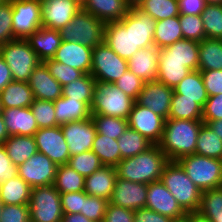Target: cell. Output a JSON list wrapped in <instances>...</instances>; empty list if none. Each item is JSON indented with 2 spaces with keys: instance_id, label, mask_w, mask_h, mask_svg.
Returning a JSON list of instances; mask_svg holds the SVG:
<instances>
[{
  "instance_id": "cell-1",
  "label": "cell",
  "mask_w": 222,
  "mask_h": 222,
  "mask_svg": "<svg viewBox=\"0 0 222 222\" xmlns=\"http://www.w3.org/2000/svg\"><path fill=\"white\" fill-rule=\"evenodd\" d=\"M168 162V157L160 147L152 145L134 157L122 159L115 169L117 178L150 184L161 179L164 167Z\"/></svg>"
},
{
  "instance_id": "cell-2",
  "label": "cell",
  "mask_w": 222,
  "mask_h": 222,
  "mask_svg": "<svg viewBox=\"0 0 222 222\" xmlns=\"http://www.w3.org/2000/svg\"><path fill=\"white\" fill-rule=\"evenodd\" d=\"M202 120H165L163 135L158 146L169 161H177L183 156L195 154L196 141Z\"/></svg>"
},
{
  "instance_id": "cell-3",
  "label": "cell",
  "mask_w": 222,
  "mask_h": 222,
  "mask_svg": "<svg viewBox=\"0 0 222 222\" xmlns=\"http://www.w3.org/2000/svg\"><path fill=\"white\" fill-rule=\"evenodd\" d=\"M160 180L186 213L199 210L202 191L187 176L177 161H169L166 164Z\"/></svg>"
},
{
  "instance_id": "cell-4",
  "label": "cell",
  "mask_w": 222,
  "mask_h": 222,
  "mask_svg": "<svg viewBox=\"0 0 222 222\" xmlns=\"http://www.w3.org/2000/svg\"><path fill=\"white\" fill-rule=\"evenodd\" d=\"M106 23L81 9L59 30L62 41H74L89 48L104 43Z\"/></svg>"
},
{
  "instance_id": "cell-5",
  "label": "cell",
  "mask_w": 222,
  "mask_h": 222,
  "mask_svg": "<svg viewBox=\"0 0 222 222\" xmlns=\"http://www.w3.org/2000/svg\"><path fill=\"white\" fill-rule=\"evenodd\" d=\"M135 100L114 84L95 82L91 114L128 119Z\"/></svg>"
},
{
  "instance_id": "cell-6",
  "label": "cell",
  "mask_w": 222,
  "mask_h": 222,
  "mask_svg": "<svg viewBox=\"0 0 222 222\" xmlns=\"http://www.w3.org/2000/svg\"><path fill=\"white\" fill-rule=\"evenodd\" d=\"M177 162L187 176L203 192L222 186V160L191 154Z\"/></svg>"
},
{
  "instance_id": "cell-7",
  "label": "cell",
  "mask_w": 222,
  "mask_h": 222,
  "mask_svg": "<svg viewBox=\"0 0 222 222\" xmlns=\"http://www.w3.org/2000/svg\"><path fill=\"white\" fill-rule=\"evenodd\" d=\"M0 56L10 68L14 81L28 82L42 61L26 39H15L0 46Z\"/></svg>"
},
{
  "instance_id": "cell-8",
  "label": "cell",
  "mask_w": 222,
  "mask_h": 222,
  "mask_svg": "<svg viewBox=\"0 0 222 222\" xmlns=\"http://www.w3.org/2000/svg\"><path fill=\"white\" fill-rule=\"evenodd\" d=\"M29 207L34 222H62L60 192L53 184L32 188Z\"/></svg>"
},
{
  "instance_id": "cell-9",
  "label": "cell",
  "mask_w": 222,
  "mask_h": 222,
  "mask_svg": "<svg viewBox=\"0 0 222 222\" xmlns=\"http://www.w3.org/2000/svg\"><path fill=\"white\" fill-rule=\"evenodd\" d=\"M128 70L127 60L118 56L105 43L92 49L90 74L96 81L114 84Z\"/></svg>"
},
{
  "instance_id": "cell-10",
  "label": "cell",
  "mask_w": 222,
  "mask_h": 222,
  "mask_svg": "<svg viewBox=\"0 0 222 222\" xmlns=\"http://www.w3.org/2000/svg\"><path fill=\"white\" fill-rule=\"evenodd\" d=\"M104 43L118 56L129 60L140 48L133 37V13L129 10L120 21L106 23Z\"/></svg>"
},
{
  "instance_id": "cell-11",
  "label": "cell",
  "mask_w": 222,
  "mask_h": 222,
  "mask_svg": "<svg viewBox=\"0 0 222 222\" xmlns=\"http://www.w3.org/2000/svg\"><path fill=\"white\" fill-rule=\"evenodd\" d=\"M12 4V30L15 39H27L41 24V0H10Z\"/></svg>"
},
{
  "instance_id": "cell-12",
  "label": "cell",
  "mask_w": 222,
  "mask_h": 222,
  "mask_svg": "<svg viewBox=\"0 0 222 222\" xmlns=\"http://www.w3.org/2000/svg\"><path fill=\"white\" fill-rule=\"evenodd\" d=\"M57 166L45 154L37 152L17 167V174L32 188L52 185Z\"/></svg>"
},
{
  "instance_id": "cell-13",
  "label": "cell",
  "mask_w": 222,
  "mask_h": 222,
  "mask_svg": "<svg viewBox=\"0 0 222 222\" xmlns=\"http://www.w3.org/2000/svg\"><path fill=\"white\" fill-rule=\"evenodd\" d=\"M127 120L129 128L139 132L153 145L160 143L165 126L163 117L135 101Z\"/></svg>"
},
{
  "instance_id": "cell-14",
  "label": "cell",
  "mask_w": 222,
  "mask_h": 222,
  "mask_svg": "<svg viewBox=\"0 0 222 222\" xmlns=\"http://www.w3.org/2000/svg\"><path fill=\"white\" fill-rule=\"evenodd\" d=\"M34 139L38 152L45 154L56 165L68 163L70 153L60 125L38 129Z\"/></svg>"
},
{
  "instance_id": "cell-15",
  "label": "cell",
  "mask_w": 222,
  "mask_h": 222,
  "mask_svg": "<svg viewBox=\"0 0 222 222\" xmlns=\"http://www.w3.org/2000/svg\"><path fill=\"white\" fill-rule=\"evenodd\" d=\"M145 208L170 217L175 221H182L187 214L161 180L147 184Z\"/></svg>"
},
{
  "instance_id": "cell-16",
  "label": "cell",
  "mask_w": 222,
  "mask_h": 222,
  "mask_svg": "<svg viewBox=\"0 0 222 222\" xmlns=\"http://www.w3.org/2000/svg\"><path fill=\"white\" fill-rule=\"evenodd\" d=\"M63 131L70 156L92 149L97 134L92 118L72 121L60 125Z\"/></svg>"
},
{
  "instance_id": "cell-17",
  "label": "cell",
  "mask_w": 222,
  "mask_h": 222,
  "mask_svg": "<svg viewBox=\"0 0 222 222\" xmlns=\"http://www.w3.org/2000/svg\"><path fill=\"white\" fill-rule=\"evenodd\" d=\"M173 88L158 81L145 82L136 102L150 108L154 113L168 119L173 97Z\"/></svg>"
},
{
  "instance_id": "cell-18",
  "label": "cell",
  "mask_w": 222,
  "mask_h": 222,
  "mask_svg": "<svg viewBox=\"0 0 222 222\" xmlns=\"http://www.w3.org/2000/svg\"><path fill=\"white\" fill-rule=\"evenodd\" d=\"M42 1V27L60 30L65 27L78 13L82 6L74 0H41Z\"/></svg>"
},
{
  "instance_id": "cell-19",
  "label": "cell",
  "mask_w": 222,
  "mask_h": 222,
  "mask_svg": "<svg viewBox=\"0 0 222 222\" xmlns=\"http://www.w3.org/2000/svg\"><path fill=\"white\" fill-rule=\"evenodd\" d=\"M147 184L117 178L109 203L138 210L146 207Z\"/></svg>"
},
{
  "instance_id": "cell-20",
  "label": "cell",
  "mask_w": 222,
  "mask_h": 222,
  "mask_svg": "<svg viewBox=\"0 0 222 222\" xmlns=\"http://www.w3.org/2000/svg\"><path fill=\"white\" fill-rule=\"evenodd\" d=\"M52 60L80 70L85 74H90L92 67V48L74 41H62Z\"/></svg>"
},
{
  "instance_id": "cell-21",
  "label": "cell",
  "mask_w": 222,
  "mask_h": 222,
  "mask_svg": "<svg viewBox=\"0 0 222 222\" xmlns=\"http://www.w3.org/2000/svg\"><path fill=\"white\" fill-rule=\"evenodd\" d=\"M34 99L56 101L62 96V86L55 80L42 62L34 70L28 81Z\"/></svg>"
},
{
  "instance_id": "cell-22",
  "label": "cell",
  "mask_w": 222,
  "mask_h": 222,
  "mask_svg": "<svg viewBox=\"0 0 222 222\" xmlns=\"http://www.w3.org/2000/svg\"><path fill=\"white\" fill-rule=\"evenodd\" d=\"M160 49L155 45L139 49L129 60L128 69L144 82L156 81Z\"/></svg>"
},
{
  "instance_id": "cell-23",
  "label": "cell",
  "mask_w": 222,
  "mask_h": 222,
  "mask_svg": "<svg viewBox=\"0 0 222 222\" xmlns=\"http://www.w3.org/2000/svg\"><path fill=\"white\" fill-rule=\"evenodd\" d=\"M2 116L9 136H34L39 129L30 107L3 108Z\"/></svg>"
},
{
  "instance_id": "cell-24",
  "label": "cell",
  "mask_w": 222,
  "mask_h": 222,
  "mask_svg": "<svg viewBox=\"0 0 222 222\" xmlns=\"http://www.w3.org/2000/svg\"><path fill=\"white\" fill-rule=\"evenodd\" d=\"M116 179L117 173L115 167L103 165L85 178L84 192L90 196L101 197L109 201Z\"/></svg>"
},
{
  "instance_id": "cell-25",
  "label": "cell",
  "mask_w": 222,
  "mask_h": 222,
  "mask_svg": "<svg viewBox=\"0 0 222 222\" xmlns=\"http://www.w3.org/2000/svg\"><path fill=\"white\" fill-rule=\"evenodd\" d=\"M159 59H177L192 71L198 70L199 42L182 39L160 49Z\"/></svg>"
},
{
  "instance_id": "cell-26",
  "label": "cell",
  "mask_w": 222,
  "mask_h": 222,
  "mask_svg": "<svg viewBox=\"0 0 222 222\" xmlns=\"http://www.w3.org/2000/svg\"><path fill=\"white\" fill-rule=\"evenodd\" d=\"M82 9L105 23L120 21L129 12L125 0H86Z\"/></svg>"
},
{
  "instance_id": "cell-27",
  "label": "cell",
  "mask_w": 222,
  "mask_h": 222,
  "mask_svg": "<svg viewBox=\"0 0 222 222\" xmlns=\"http://www.w3.org/2000/svg\"><path fill=\"white\" fill-rule=\"evenodd\" d=\"M26 40L42 62L52 59L62 42L59 30L42 26Z\"/></svg>"
},
{
  "instance_id": "cell-28",
  "label": "cell",
  "mask_w": 222,
  "mask_h": 222,
  "mask_svg": "<svg viewBox=\"0 0 222 222\" xmlns=\"http://www.w3.org/2000/svg\"><path fill=\"white\" fill-rule=\"evenodd\" d=\"M56 121L59 125L91 117V108L81 101L63 95L54 101Z\"/></svg>"
},
{
  "instance_id": "cell-29",
  "label": "cell",
  "mask_w": 222,
  "mask_h": 222,
  "mask_svg": "<svg viewBox=\"0 0 222 222\" xmlns=\"http://www.w3.org/2000/svg\"><path fill=\"white\" fill-rule=\"evenodd\" d=\"M133 13V37L136 47L147 48L154 44L156 20L137 7H130Z\"/></svg>"
},
{
  "instance_id": "cell-30",
  "label": "cell",
  "mask_w": 222,
  "mask_h": 222,
  "mask_svg": "<svg viewBox=\"0 0 222 222\" xmlns=\"http://www.w3.org/2000/svg\"><path fill=\"white\" fill-rule=\"evenodd\" d=\"M3 108H26L34 101L28 82L12 81L0 92Z\"/></svg>"
},
{
  "instance_id": "cell-31",
  "label": "cell",
  "mask_w": 222,
  "mask_h": 222,
  "mask_svg": "<svg viewBox=\"0 0 222 222\" xmlns=\"http://www.w3.org/2000/svg\"><path fill=\"white\" fill-rule=\"evenodd\" d=\"M32 187L18 175L0 183V199L5 205H29Z\"/></svg>"
},
{
  "instance_id": "cell-32",
  "label": "cell",
  "mask_w": 222,
  "mask_h": 222,
  "mask_svg": "<svg viewBox=\"0 0 222 222\" xmlns=\"http://www.w3.org/2000/svg\"><path fill=\"white\" fill-rule=\"evenodd\" d=\"M4 146L7 155L17 167L38 152L34 136H9L4 142Z\"/></svg>"
},
{
  "instance_id": "cell-33",
  "label": "cell",
  "mask_w": 222,
  "mask_h": 222,
  "mask_svg": "<svg viewBox=\"0 0 222 222\" xmlns=\"http://www.w3.org/2000/svg\"><path fill=\"white\" fill-rule=\"evenodd\" d=\"M173 91L174 93L182 95V98L194 100L202 108H204L208 99L200 70L191 71V73L178 83Z\"/></svg>"
},
{
  "instance_id": "cell-34",
  "label": "cell",
  "mask_w": 222,
  "mask_h": 222,
  "mask_svg": "<svg viewBox=\"0 0 222 222\" xmlns=\"http://www.w3.org/2000/svg\"><path fill=\"white\" fill-rule=\"evenodd\" d=\"M198 70H222V40L206 38L199 42Z\"/></svg>"
},
{
  "instance_id": "cell-35",
  "label": "cell",
  "mask_w": 222,
  "mask_h": 222,
  "mask_svg": "<svg viewBox=\"0 0 222 222\" xmlns=\"http://www.w3.org/2000/svg\"><path fill=\"white\" fill-rule=\"evenodd\" d=\"M182 39L183 33L179 16L156 21L154 44L157 48L161 49Z\"/></svg>"
},
{
  "instance_id": "cell-36",
  "label": "cell",
  "mask_w": 222,
  "mask_h": 222,
  "mask_svg": "<svg viewBox=\"0 0 222 222\" xmlns=\"http://www.w3.org/2000/svg\"><path fill=\"white\" fill-rule=\"evenodd\" d=\"M195 154L222 160V139L205 123L199 130Z\"/></svg>"
},
{
  "instance_id": "cell-37",
  "label": "cell",
  "mask_w": 222,
  "mask_h": 222,
  "mask_svg": "<svg viewBox=\"0 0 222 222\" xmlns=\"http://www.w3.org/2000/svg\"><path fill=\"white\" fill-rule=\"evenodd\" d=\"M191 71L177 59H159L156 81L174 89Z\"/></svg>"
},
{
  "instance_id": "cell-38",
  "label": "cell",
  "mask_w": 222,
  "mask_h": 222,
  "mask_svg": "<svg viewBox=\"0 0 222 222\" xmlns=\"http://www.w3.org/2000/svg\"><path fill=\"white\" fill-rule=\"evenodd\" d=\"M91 150L105 166L116 167L122 160L118 140L103 134H96Z\"/></svg>"
},
{
  "instance_id": "cell-39",
  "label": "cell",
  "mask_w": 222,
  "mask_h": 222,
  "mask_svg": "<svg viewBox=\"0 0 222 222\" xmlns=\"http://www.w3.org/2000/svg\"><path fill=\"white\" fill-rule=\"evenodd\" d=\"M95 78L91 74H84L75 81L62 87V95L77 101L85 102L89 107L93 100Z\"/></svg>"
},
{
  "instance_id": "cell-40",
  "label": "cell",
  "mask_w": 222,
  "mask_h": 222,
  "mask_svg": "<svg viewBox=\"0 0 222 222\" xmlns=\"http://www.w3.org/2000/svg\"><path fill=\"white\" fill-rule=\"evenodd\" d=\"M85 178L69 165H58L56 170L54 187L60 193L84 191Z\"/></svg>"
},
{
  "instance_id": "cell-41",
  "label": "cell",
  "mask_w": 222,
  "mask_h": 222,
  "mask_svg": "<svg viewBox=\"0 0 222 222\" xmlns=\"http://www.w3.org/2000/svg\"><path fill=\"white\" fill-rule=\"evenodd\" d=\"M117 140L122 159L134 157L153 145L143 135L129 127Z\"/></svg>"
},
{
  "instance_id": "cell-42",
  "label": "cell",
  "mask_w": 222,
  "mask_h": 222,
  "mask_svg": "<svg viewBox=\"0 0 222 222\" xmlns=\"http://www.w3.org/2000/svg\"><path fill=\"white\" fill-rule=\"evenodd\" d=\"M203 108L194 100L182 98V95L174 93L171 100L168 118L185 120H202Z\"/></svg>"
},
{
  "instance_id": "cell-43",
  "label": "cell",
  "mask_w": 222,
  "mask_h": 222,
  "mask_svg": "<svg viewBox=\"0 0 222 222\" xmlns=\"http://www.w3.org/2000/svg\"><path fill=\"white\" fill-rule=\"evenodd\" d=\"M137 8L156 21L179 16L178 0H142Z\"/></svg>"
},
{
  "instance_id": "cell-44",
  "label": "cell",
  "mask_w": 222,
  "mask_h": 222,
  "mask_svg": "<svg viewBox=\"0 0 222 222\" xmlns=\"http://www.w3.org/2000/svg\"><path fill=\"white\" fill-rule=\"evenodd\" d=\"M200 16L206 38L222 40V5L206 4Z\"/></svg>"
},
{
  "instance_id": "cell-45",
  "label": "cell",
  "mask_w": 222,
  "mask_h": 222,
  "mask_svg": "<svg viewBox=\"0 0 222 222\" xmlns=\"http://www.w3.org/2000/svg\"><path fill=\"white\" fill-rule=\"evenodd\" d=\"M91 118L98 134H103L113 139H118L129 127L128 120L119 117L92 114Z\"/></svg>"
},
{
  "instance_id": "cell-46",
  "label": "cell",
  "mask_w": 222,
  "mask_h": 222,
  "mask_svg": "<svg viewBox=\"0 0 222 222\" xmlns=\"http://www.w3.org/2000/svg\"><path fill=\"white\" fill-rule=\"evenodd\" d=\"M67 165L84 178L90 176L103 166L100 158L92 150L70 156Z\"/></svg>"
},
{
  "instance_id": "cell-47",
  "label": "cell",
  "mask_w": 222,
  "mask_h": 222,
  "mask_svg": "<svg viewBox=\"0 0 222 222\" xmlns=\"http://www.w3.org/2000/svg\"><path fill=\"white\" fill-rule=\"evenodd\" d=\"M30 109L39 129L56 127L59 125L56 121L54 102L34 99L33 103L30 105Z\"/></svg>"
},
{
  "instance_id": "cell-48",
  "label": "cell",
  "mask_w": 222,
  "mask_h": 222,
  "mask_svg": "<svg viewBox=\"0 0 222 222\" xmlns=\"http://www.w3.org/2000/svg\"><path fill=\"white\" fill-rule=\"evenodd\" d=\"M183 39L202 42L206 39L204 25L200 15H179Z\"/></svg>"
},
{
  "instance_id": "cell-49",
  "label": "cell",
  "mask_w": 222,
  "mask_h": 222,
  "mask_svg": "<svg viewBox=\"0 0 222 222\" xmlns=\"http://www.w3.org/2000/svg\"><path fill=\"white\" fill-rule=\"evenodd\" d=\"M43 63L47 66L51 76L57 80L61 86H65L76 79L82 77L85 73L74 69L70 66H67L63 63L54 61L52 59H47L43 61Z\"/></svg>"
},
{
  "instance_id": "cell-50",
  "label": "cell",
  "mask_w": 222,
  "mask_h": 222,
  "mask_svg": "<svg viewBox=\"0 0 222 222\" xmlns=\"http://www.w3.org/2000/svg\"><path fill=\"white\" fill-rule=\"evenodd\" d=\"M108 202L104 198L90 196L83 191V210L80 211V214L89 220L103 222Z\"/></svg>"
},
{
  "instance_id": "cell-51",
  "label": "cell",
  "mask_w": 222,
  "mask_h": 222,
  "mask_svg": "<svg viewBox=\"0 0 222 222\" xmlns=\"http://www.w3.org/2000/svg\"><path fill=\"white\" fill-rule=\"evenodd\" d=\"M197 212L200 215H222V186L202 192Z\"/></svg>"
},
{
  "instance_id": "cell-52",
  "label": "cell",
  "mask_w": 222,
  "mask_h": 222,
  "mask_svg": "<svg viewBox=\"0 0 222 222\" xmlns=\"http://www.w3.org/2000/svg\"><path fill=\"white\" fill-rule=\"evenodd\" d=\"M12 23V4L6 0L0 5V46L15 40Z\"/></svg>"
},
{
  "instance_id": "cell-53",
  "label": "cell",
  "mask_w": 222,
  "mask_h": 222,
  "mask_svg": "<svg viewBox=\"0 0 222 222\" xmlns=\"http://www.w3.org/2000/svg\"><path fill=\"white\" fill-rule=\"evenodd\" d=\"M144 83L140 77L128 70L114 85L136 101Z\"/></svg>"
},
{
  "instance_id": "cell-54",
  "label": "cell",
  "mask_w": 222,
  "mask_h": 222,
  "mask_svg": "<svg viewBox=\"0 0 222 222\" xmlns=\"http://www.w3.org/2000/svg\"><path fill=\"white\" fill-rule=\"evenodd\" d=\"M30 219L29 205H4L0 222H25Z\"/></svg>"
},
{
  "instance_id": "cell-55",
  "label": "cell",
  "mask_w": 222,
  "mask_h": 222,
  "mask_svg": "<svg viewBox=\"0 0 222 222\" xmlns=\"http://www.w3.org/2000/svg\"><path fill=\"white\" fill-rule=\"evenodd\" d=\"M208 97L222 93V70L200 71Z\"/></svg>"
},
{
  "instance_id": "cell-56",
  "label": "cell",
  "mask_w": 222,
  "mask_h": 222,
  "mask_svg": "<svg viewBox=\"0 0 222 222\" xmlns=\"http://www.w3.org/2000/svg\"><path fill=\"white\" fill-rule=\"evenodd\" d=\"M222 119V93L208 97L203 108L202 121L210 122Z\"/></svg>"
},
{
  "instance_id": "cell-57",
  "label": "cell",
  "mask_w": 222,
  "mask_h": 222,
  "mask_svg": "<svg viewBox=\"0 0 222 222\" xmlns=\"http://www.w3.org/2000/svg\"><path fill=\"white\" fill-rule=\"evenodd\" d=\"M63 213H80L83 210V191L60 193Z\"/></svg>"
},
{
  "instance_id": "cell-58",
  "label": "cell",
  "mask_w": 222,
  "mask_h": 222,
  "mask_svg": "<svg viewBox=\"0 0 222 222\" xmlns=\"http://www.w3.org/2000/svg\"><path fill=\"white\" fill-rule=\"evenodd\" d=\"M103 222H134V210L108 202Z\"/></svg>"
},
{
  "instance_id": "cell-59",
  "label": "cell",
  "mask_w": 222,
  "mask_h": 222,
  "mask_svg": "<svg viewBox=\"0 0 222 222\" xmlns=\"http://www.w3.org/2000/svg\"><path fill=\"white\" fill-rule=\"evenodd\" d=\"M17 175V166L12 163L7 155L4 144H0V183Z\"/></svg>"
},
{
  "instance_id": "cell-60",
  "label": "cell",
  "mask_w": 222,
  "mask_h": 222,
  "mask_svg": "<svg viewBox=\"0 0 222 222\" xmlns=\"http://www.w3.org/2000/svg\"><path fill=\"white\" fill-rule=\"evenodd\" d=\"M134 222H175L170 217L147 208L134 210Z\"/></svg>"
},
{
  "instance_id": "cell-61",
  "label": "cell",
  "mask_w": 222,
  "mask_h": 222,
  "mask_svg": "<svg viewBox=\"0 0 222 222\" xmlns=\"http://www.w3.org/2000/svg\"><path fill=\"white\" fill-rule=\"evenodd\" d=\"M179 15H201L204 11L205 0H178Z\"/></svg>"
},
{
  "instance_id": "cell-62",
  "label": "cell",
  "mask_w": 222,
  "mask_h": 222,
  "mask_svg": "<svg viewBox=\"0 0 222 222\" xmlns=\"http://www.w3.org/2000/svg\"><path fill=\"white\" fill-rule=\"evenodd\" d=\"M13 81L10 68L0 56V92Z\"/></svg>"
},
{
  "instance_id": "cell-63",
  "label": "cell",
  "mask_w": 222,
  "mask_h": 222,
  "mask_svg": "<svg viewBox=\"0 0 222 222\" xmlns=\"http://www.w3.org/2000/svg\"><path fill=\"white\" fill-rule=\"evenodd\" d=\"M62 222H95L80 213H63Z\"/></svg>"
},
{
  "instance_id": "cell-64",
  "label": "cell",
  "mask_w": 222,
  "mask_h": 222,
  "mask_svg": "<svg viewBox=\"0 0 222 222\" xmlns=\"http://www.w3.org/2000/svg\"><path fill=\"white\" fill-rule=\"evenodd\" d=\"M183 222H211L209 219L203 217L198 212L187 213L182 219Z\"/></svg>"
},
{
  "instance_id": "cell-65",
  "label": "cell",
  "mask_w": 222,
  "mask_h": 222,
  "mask_svg": "<svg viewBox=\"0 0 222 222\" xmlns=\"http://www.w3.org/2000/svg\"><path fill=\"white\" fill-rule=\"evenodd\" d=\"M204 123L207 124L222 139V119Z\"/></svg>"
},
{
  "instance_id": "cell-66",
  "label": "cell",
  "mask_w": 222,
  "mask_h": 222,
  "mask_svg": "<svg viewBox=\"0 0 222 222\" xmlns=\"http://www.w3.org/2000/svg\"><path fill=\"white\" fill-rule=\"evenodd\" d=\"M9 138L7 127L4 123V119L2 114H0V144H4V142Z\"/></svg>"
},
{
  "instance_id": "cell-67",
  "label": "cell",
  "mask_w": 222,
  "mask_h": 222,
  "mask_svg": "<svg viewBox=\"0 0 222 222\" xmlns=\"http://www.w3.org/2000/svg\"><path fill=\"white\" fill-rule=\"evenodd\" d=\"M209 219L211 222H222V215H202Z\"/></svg>"
},
{
  "instance_id": "cell-68",
  "label": "cell",
  "mask_w": 222,
  "mask_h": 222,
  "mask_svg": "<svg viewBox=\"0 0 222 222\" xmlns=\"http://www.w3.org/2000/svg\"><path fill=\"white\" fill-rule=\"evenodd\" d=\"M142 0H125L130 7H137Z\"/></svg>"
},
{
  "instance_id": "cell-69",
  "label": "cell",
  "mask_w": 222,
  "mask_h": 222,
  "mask_svg": "<svg viewBox=\"0 0 222 222\" xmlns=\"http://www.w3.org/2000/svg\"><path fill=\"white\" fill-rule=\"evenodd\" d=\"M206 4H219L222 5V0H205Z\"/></svg>"
},
{
  "instance_id": "cell-70",
  "label": "cell",
  "mask_w": 222,
  "mask_h": 222,
  "mask_svg": "<svg viewBox=\"0 0 222 222\" xmlns=\"http://www.w3.org/2000/svg\"><path fill=\"white\" fill-rule=\"evenodd\" d=\"M4 202L0 199V218H1V212L3 210V207H4Z\"/></svg>"
},
{
  "instance_id": "cell-71",
  "label": "cell",
  "mask_w": 222,
  "mask_h": 222,
  "mask_svg": "<svg viewBox=\"0 0 222 222\" xmlns=\"http://www.w3.org/2000/svg\"><path fill=\"white\" fill-rule=\"evenodd\" d=\"M74 1L77 2L80 6H83L86 0H74Z\"/></svg>"
},
{
  "instance_id": "cell-72",
  "label": "cell",
  "mask_w": 222,
  "mask_h": 222,
  "mask_svg": "<svg viewBox=\"0 0 222 222\" xmlns=\"http://www.w3.org/2000/svg\"><path fill=\"white\" fill-rule=\"evenodd\" d=\"M2 111H3V106H2L1 97H0V114H2Z\"/></svg>"
},
{
  "instance_id": "cell-73",
  "label": "cell",
  "mask_w": 222,
  "mask_h": 222,
  "mask_svg": "<svg viewBox=\"0 0 222 222\" xmlns=\"http://www.w3.org/2000/svg\"><path fill=\"white\" fill-rule=\"evenodd\" d=\"M6 0H0V5L3 3V2H5Z\"/></svg>"
},
{
  "instance_id": "cell-74",
  "label": "cell",
  "mask_w": 222,
  "mask_h": 222,
  "mask_svg": "<svg viewBox=\"0 0 222 222\" xmlns=\"http://www.w3.org/2000/svg\"><path fill=\"white\" fill-rule=\"evenodd\" d=\"M25 222H34V221H32L31 219H28L27 221H25Z\"/></svg>"
}]
</instances>
